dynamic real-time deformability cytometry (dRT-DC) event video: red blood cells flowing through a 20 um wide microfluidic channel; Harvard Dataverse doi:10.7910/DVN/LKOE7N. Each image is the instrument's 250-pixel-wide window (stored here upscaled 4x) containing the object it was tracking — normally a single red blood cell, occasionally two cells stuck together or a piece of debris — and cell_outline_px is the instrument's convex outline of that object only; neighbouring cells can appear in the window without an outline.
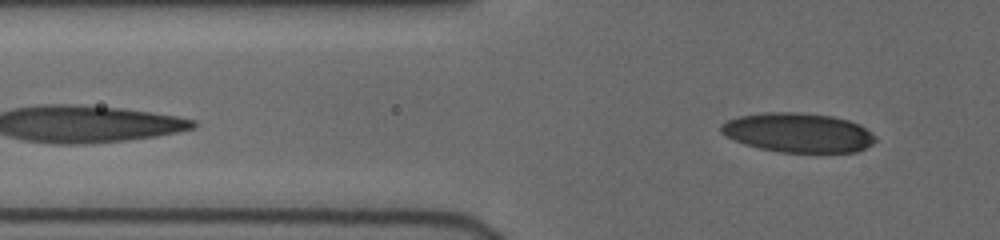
{"species": "human", "species_latin": "Homo sapiens", "temperature_condition": "cold", "stored_images_in_passage": 3, "segment_of_instrument_passage": [2, 2], "camera_frame_rate_fps": 3000, "um_per_image_px": 0.085, "donor": {"sex": "female"}, "frame": {"image": 1, "passage_image": 3, "time_ms": 1.667, "image_size_px": [1000, 240], "cell_outline_px": [[876, 140], [872, 144], [856, 152], [780, 152], [760, 148], [744, 144], [720, 132], [720, 124], [728, 120], [740, 116], [764, 112], [800, 112], [832, 116], [848, 120], [860, 124], [876, 136]], "centroid_in_image_um": [67.85, 11.27], "position_along_channel_um": 57.9, "area_um2": 35.37}}